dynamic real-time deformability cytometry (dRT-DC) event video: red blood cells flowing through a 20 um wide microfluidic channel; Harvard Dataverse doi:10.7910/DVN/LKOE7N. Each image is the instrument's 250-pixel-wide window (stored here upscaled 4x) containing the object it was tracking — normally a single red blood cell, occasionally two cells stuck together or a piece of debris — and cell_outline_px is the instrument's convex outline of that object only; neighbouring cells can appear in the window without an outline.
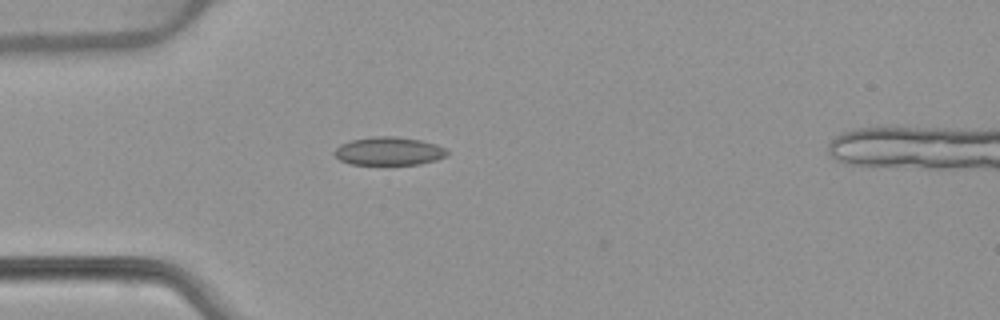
{"species": "common noctule bat (a hibernating species)", "species_latin": "Nyctalus noctula", "temperature_condition": "warm", "stored_images_in_passage": 39, "camera_frame_rate_fps": 3000, "um_per_image_px": 0.085, "animal": {"sex": "female", "body_mass_g": 22.7, "forearm_length_mm": 54.2}, "frame": {"image": 1, "passage_image": 1, "time_ms": 0.0, "image_size_px": [1000, 320], "cell_outline_px": [[448, 156], [436, 160], [420, 164], [352, 164], [340, 160], [332, 152], [340, 144], [352, 140], [372, 136], [396, 136], [420, 140], [436, 144], [444, 148], [448, 152]], "centroid_in_image_um": [33.06, 12.84], "position_along_channel_um": 51.9, "area_um2": 18.55}}
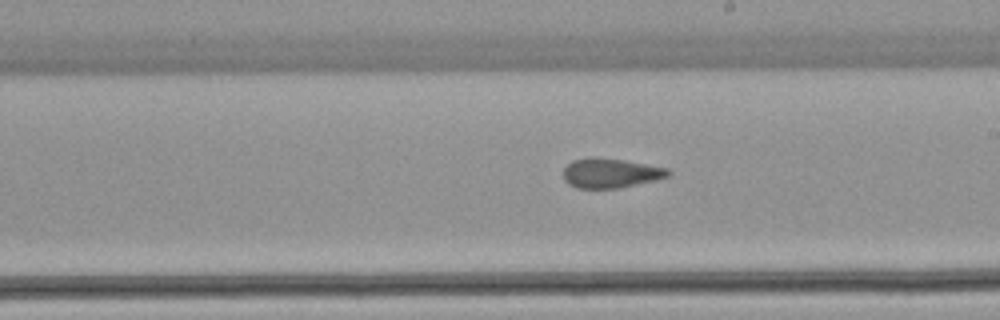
{"frame": {"image": 2, "passage_image": 16, "time_ms": 5.0, "image_size_px": [1000, 320], "cell_outline_px": [[672, 172], [668, 176], [656, 180], [620, 188], [576, 188], [568, 184], [564, 180], [564, 168], [572, 160], [592, 156], [624, 160], [668, 168]], "centroid_in_image_um": [51.89, 14.71], "position_along_channel_um": 237.1, "area_um2": 18.21}}
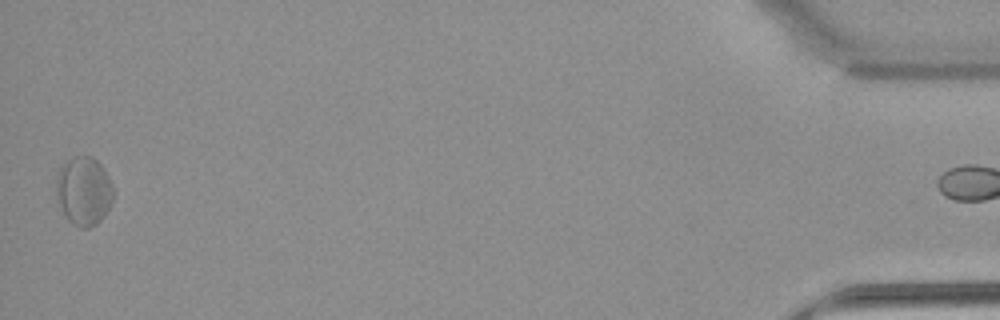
{"frame": {"image": 3, "passage_image": 38, "time_ms": 12.333, "image_size_px": [1000, 320], "cell_outline_px": [[112, 200], [104, 216], [96, 224], [88, 228], [80, 228], [72, 224], [68, 220], [60, 204], [56, 192], [56, 180], [60, 168], [64, 164], [76, 156], [92, 156], [100, 164], [108, 176], [112, 184]], "centroid_in_image_um": [7.12, 16.25], "position_along_channel_um": 428.1, "area_um2": 22.43}, "authors_computed_cell_mechanics": {"area_um2": 18.6116, "velocity_mm_per_s": 3.8888, "shape_relaxation_time_tau1_ms": null, "shape_relaxation_time_tau2_ms": 1.6652, "deformation_change_tau1": null, "deformation_change_tau2": 0.0712}}